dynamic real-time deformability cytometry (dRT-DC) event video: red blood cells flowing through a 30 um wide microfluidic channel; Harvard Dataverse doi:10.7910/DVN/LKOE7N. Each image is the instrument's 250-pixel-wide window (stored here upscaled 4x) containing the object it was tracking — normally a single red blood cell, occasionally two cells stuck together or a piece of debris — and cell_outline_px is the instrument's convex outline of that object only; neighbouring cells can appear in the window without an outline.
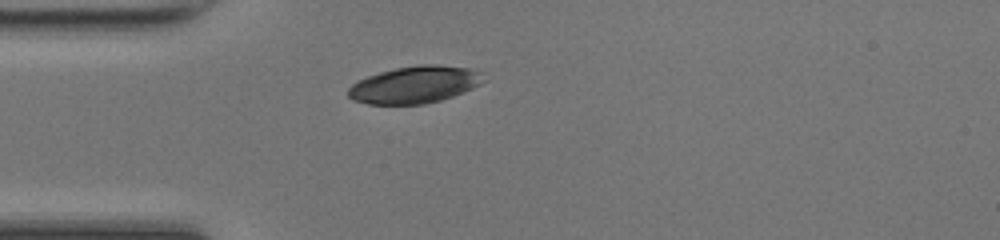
{"species": "common noctule bat (a hibernating species)", "species_latin": "Nyctalus noctula", "temperature_condition": "room temperature", "stored_images_in_passage": 36, "camera_frame_rate_fps": 3000, "um_per_image_px": 0.085, "animal": {"sex": "female", "body_mass_g": 17.0, "forearm_length_mm": 48.0}, "frame": {"image": 1, "passage_image": 1, "time_ms": 0.0, "image_size_px": [1000, 240], "cell_outline_px": [[484, 80], [472, 88], [452, 96], [440, 100], [424, 104], [368, 104], [352, 100], [348, 96], [348, 88], [352, 84], [368, 76], [380, 72], [396, 68], [420, 64], [436, 64], [468, 68], [480, 72]], "centroid_in_image_um": [35.21, 7.2], "position_along_channel_um": 49.8, "area_um2": 28.96}}
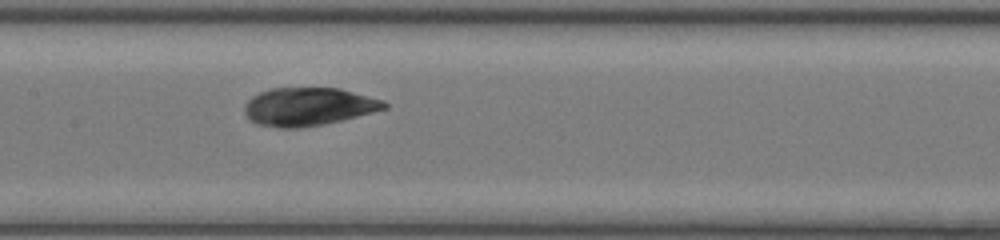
{"frame": {"image": 2, "passage_image": 11, "time_ms": 3.333, "image_size_px": [1000, 240], "cell_outline_px": [[388, 108], [324, 124], [300, 128], [280, 128], [260, 124], [252, 120], [244, 112], [244, 108], [248, 100], [252, 96], [268, 88], [340, 88], [384, 100], [388, 104]], "centroid_in_image_um": [26.23, 9.05], "position_along_channel_um": 181.2, "area_um2": 30.87}}
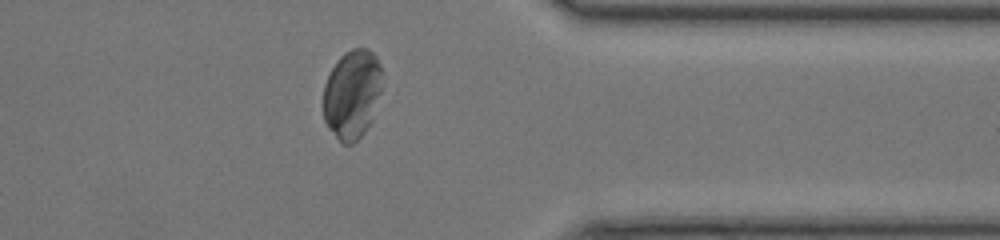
{"frame": {"image": 3, "passage_image": 26, "time_ms": 8.333, "image_size_px": [1000, 240], "cell_outline_px": [[380, 92], [368, 124], [364, 132], [352, 144], [340, 144], [328, 128], [324, 120], [324, 84], [336, 60], [344, 52], [352, 48], [368, 48], [376, 56], [380, 64]], "centroid_in_image_um": [29.88, 7.99], "position_along_channel_um": 381.5, "area_um2": 30.23}}